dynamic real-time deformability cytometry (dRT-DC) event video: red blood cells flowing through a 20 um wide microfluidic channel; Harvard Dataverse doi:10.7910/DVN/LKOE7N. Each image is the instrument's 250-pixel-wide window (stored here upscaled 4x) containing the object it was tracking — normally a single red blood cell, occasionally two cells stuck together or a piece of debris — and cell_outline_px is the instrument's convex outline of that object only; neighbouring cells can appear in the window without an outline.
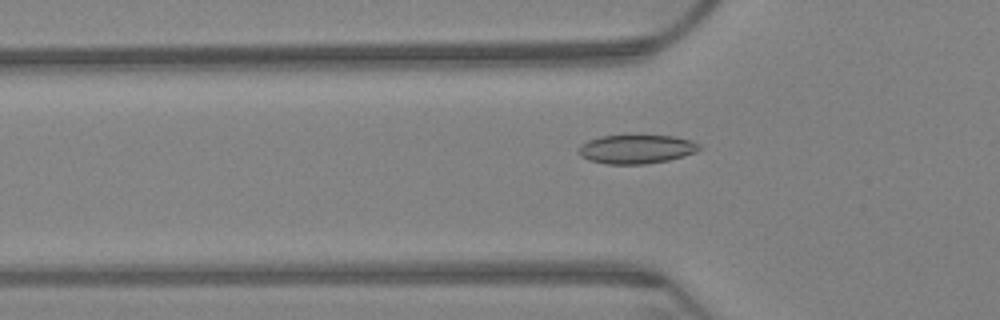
{"species": "Egyptian fruit bat (a non-hibernating species)", "species_latin": "Rousettus aegyptiacus", "temperature_condition": "warm", "stored_images_in_passage": 65, "camera_frame_rate_fps": 3000, "um_per_image_px": 0.085, "animal": {"sex": "female"}, "frame": {"image": 1, "passage_image": 22, "time_ms": 7.0, "image_size_px": [1000, 320], "cell_outline_px": [[700, 148], [696, 152], [684, 156], [668, 160], [644, 164], [608, 164], [588, 160], [580, 156], [576, 152], [580, 144], [588, 140], [600, 136], [672, 136], [692, 140], [700, 144]], "centroid_in_image_um": [54.06, 12.68], "position_along_channel_um": 71.7, "area_um2": 20.35}}
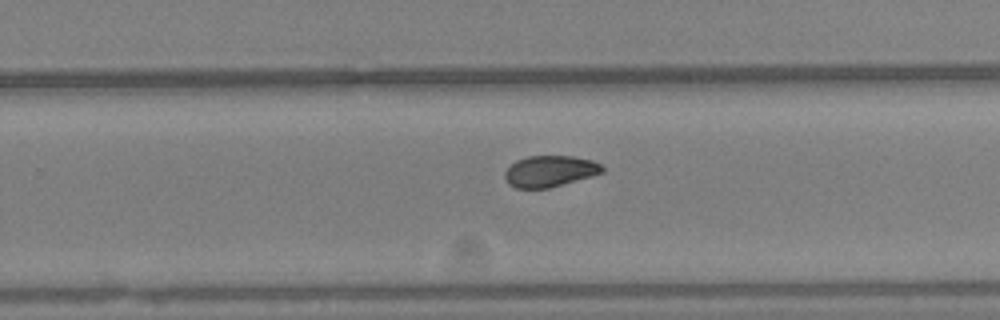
{"frame": {"image": 2, "passage_image": 42, "time_ms": 13.667, "image_size_px": [1000, 320], "cell_outline_px": [[604, 172], [592, 176], [548, 188], [516, 188], [508, 184], [504, 176], [504, 172], [516, 160], [528, 156], [572, 156], [592, 160], [600, 164], [604, 168]], "centroid_in_image_um": [46.73, 14.55], "position_along_channel_um": 283.1, "area_um2": 17.69}}
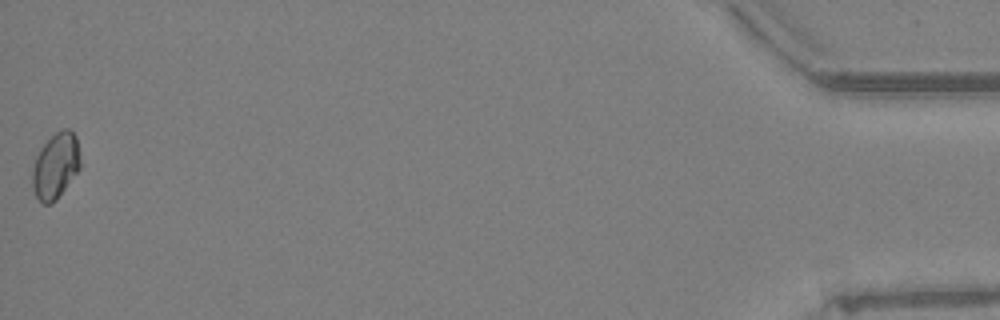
{"frame": {"image": 3, "passage_image": 65, "time_ms": 21.333, "image_size_px": [1000, 320], "cell_outline_px": [[80, 168], [56, 200], [52, 204], [44, 204], [36, 196], [32, 188], [32, 168], [36, 156], [40, 148], [56, 132], [64, 128], [68, 128], [76, 136], [80, 156]], "centroid_in_image_um": [4.72, 14.1], "position_along_channel_um": 430.5, "area_um2": 18.32}, "authors_computed_cell_mechanics": {"area_um2": 18.496, "velocity_mm_per_s": 3.1743, "shape_relaxation_time_tau1_ms": 10.4337, "shape_relaxation_time_tau2_ms": 5.5127, "deformation_change_tau1": 0.1714, "deformation_change_tau2": 0.05}}